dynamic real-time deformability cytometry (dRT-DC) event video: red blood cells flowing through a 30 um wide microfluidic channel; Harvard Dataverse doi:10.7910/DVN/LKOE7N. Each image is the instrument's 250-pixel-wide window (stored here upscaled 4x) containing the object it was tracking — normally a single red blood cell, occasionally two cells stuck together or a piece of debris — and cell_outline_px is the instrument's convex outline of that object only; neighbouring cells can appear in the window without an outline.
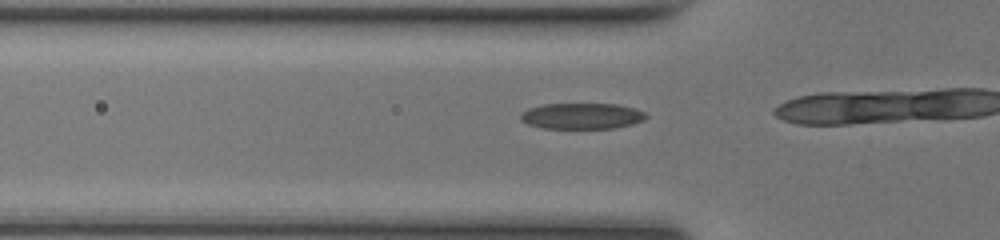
{"species": "common noctule bat (a hibernating species)", "species_latin": "Nyctalus noctula", "temperature_condition": "room temperature", "stored_images_in_passage": 17, "camera_frame_rate_fps": 3000, "um_per_image_px": 0.085, "animal": {"sex": "female", "body_mass_g": 17.0, "forearm_length_mm": 48.0}, "frame": {"image": 1, "passage_image": 13, "time_ms": 4.0, "image_size_px": [1000, 240], "cell_outline_px": [[648, 116], [644, 120], [632, 124], [616, 128], [544, 128], [528, 124], [520, 120], [520, 112], [528, 108], [544, 104], [616, 104], [632, 108], [644, 112]], "centroid_in_image_um": [49.43, 9.86], "position_along_channel_um": 76.4, "area_um2": 18.96}}